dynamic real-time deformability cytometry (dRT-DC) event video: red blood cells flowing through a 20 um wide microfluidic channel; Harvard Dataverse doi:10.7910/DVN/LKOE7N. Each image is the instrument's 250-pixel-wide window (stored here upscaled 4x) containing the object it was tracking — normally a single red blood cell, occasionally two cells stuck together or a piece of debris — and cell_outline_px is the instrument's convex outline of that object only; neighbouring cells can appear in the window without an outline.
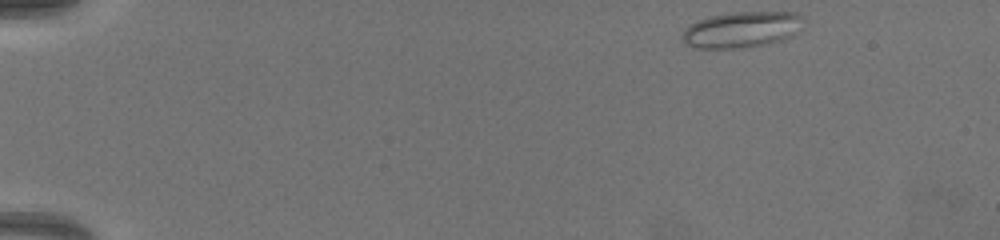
{"species": "common noctule bat (a hibernating species)", "species_latin": "Nyctalus noctula", "temperature_condition": "warm", "stored_images_in_passage": 59, "camera_frame_rate_fps": 3000, "um_per_image_px": 0.085, "animal": {"sex": "female", "body_mass_g": 19.5, "forearm_length_mm": 54.1}, "frame": {"image": 1, "passage_image": 1, "time_ms": 0.0, "image_size_px": [1000, 240], "cell_outline_px": [[800, 16], [788, 36], [780, 40], [764, 44], [732, 48], [700, 48], [688, 44], [680, 36], [684, 28], [708, 16], [732, 12], [796, 12]], "centroid_in_image_um": [62.88, 2.5], "position_along_channel_um": 22.1, "area_um2": 24.22}}
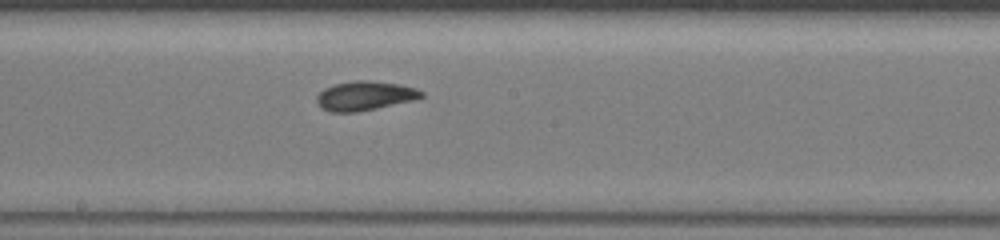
{"frame": {"image": 2, "passage_image": 31, "time_ms": 10.0, "image_size_px": [1000, 240], "cell_outline_px": [[424, 96], [412, 100], [376, 108], [356, 112], [332, 112], [320, 108], [316, 100], [316, 96], [324, 88], [336, 84], [356, 80], [368, 80], [400, 84], [416, 88], [424, 92]], "centroid_in_image_um": [30.99, 8.14], "position_along_channel_um": 217.2, "area_um2": 17.74}}
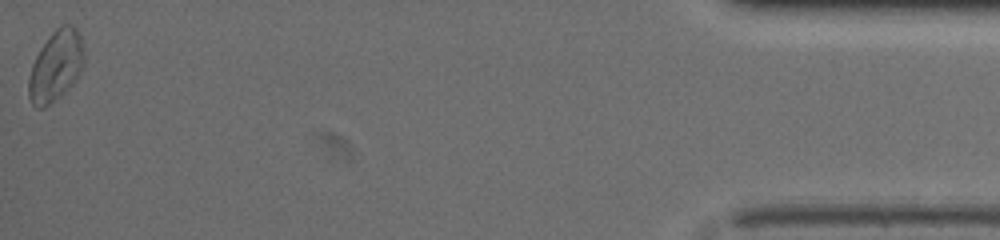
{"frame": {"image": 3, "passage_image": 59, "time_ms": 19.333, "image_size_px": [1000, 240], "cell_outline_px": [[84, 64], [80, 72], [72, 84], [60, 96], [44, 108], [36, 108], [32, 104], [28, 96], [28, 80], [32, 64], [40, 48], [48, 36], [60, 24], [72, 24], [76, 28], [80, 36], [84, 52]], "centroid_in_image_um": [4.74, 5.59], "position_along_channel_um": 430.5, "area_um2": 22.89}}